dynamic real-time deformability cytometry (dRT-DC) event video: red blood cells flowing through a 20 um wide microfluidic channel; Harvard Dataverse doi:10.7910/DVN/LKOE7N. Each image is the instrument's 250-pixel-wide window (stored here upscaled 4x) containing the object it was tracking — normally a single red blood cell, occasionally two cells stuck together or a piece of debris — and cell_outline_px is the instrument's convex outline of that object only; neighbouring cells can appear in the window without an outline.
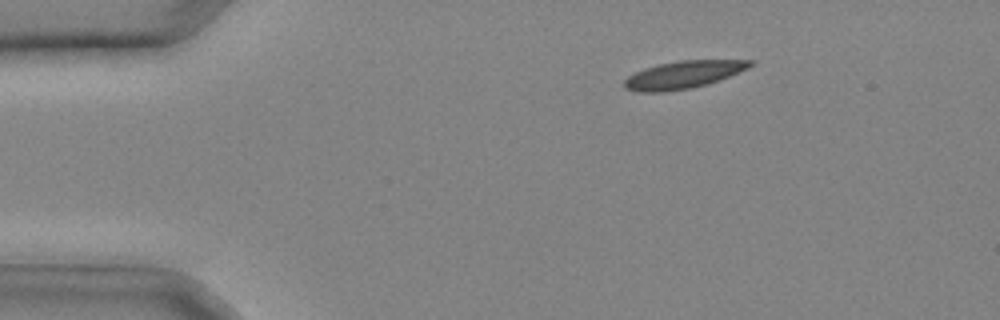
{"species": "common noctule bat (a hibernating species)", "species_latin": "Nyctalus noctula", "temperature_condition": "cold", "stored_images_in_passage": 25, "camera_frame_rate_fps": 3000, "um_per_image_px": 0.085, "animal": {"sex": "male", "body_mass_g": 20.4}, "frame": {"image": 1, "passage_image": 1, "time_ms": 0.0, "image_size_px": [1000, 320], "cell_outline_px": [[756, 60], [748, 68], [720, 80], [708, 84], [688, 88], [664, 92], [640, 92], [624, 88], [624, 80], [628, 76], [644, 68], [660, 64], [680, 60]], "centroid_in_image_um": [58.08, 6.35], "position_along_channel_um": 26.9, "area_um2": 20.06}}
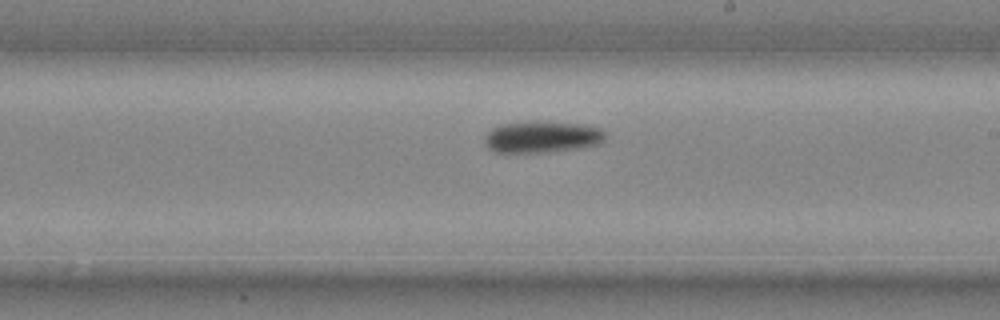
{"frame": {"image": 2, "passage_image": 15, "time_ms": 4.667, "image_size_px": [1000, 320], "cell_outline_px": [[604, 140], [600, 144], [576, 148], [544, 152], [496, 152], [488, 148], [484, 140], [488, 132], [492, 128], [500, 124], [580, 124], [600, 128], [604, 132]], "centroid_in_image_um": [46.07, 11.68], "position_along_channel_um": 242.9, "area_um2": 21.04}}
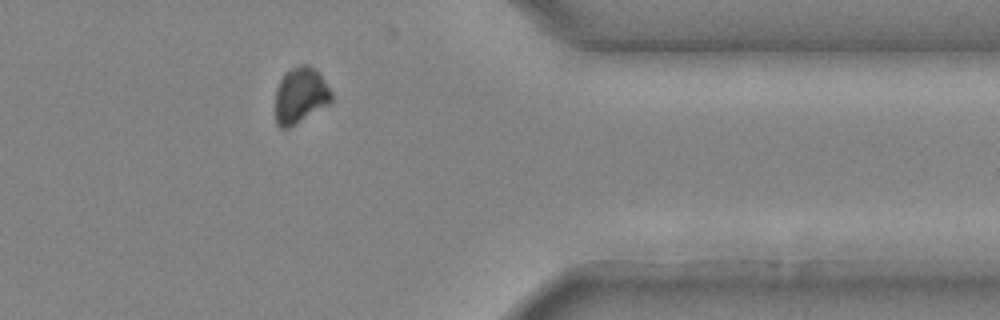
{"frame": {"image": 3, "passage_image": 23, "time_ms": 7.333, "image_size_px": [1000, 320], "cell_outline_px": [[332, 104], [296, 124], [288, 128], [280, 128], [276, 124], [276, 88], [280, 80], [292, 68], [300, 64], [308, 64], [316, 68], [332, 92]], "centroid_in_image_um": [25.57, 8.12], "position_along_channel_um": 385.8, "area_um2": 18.55}}